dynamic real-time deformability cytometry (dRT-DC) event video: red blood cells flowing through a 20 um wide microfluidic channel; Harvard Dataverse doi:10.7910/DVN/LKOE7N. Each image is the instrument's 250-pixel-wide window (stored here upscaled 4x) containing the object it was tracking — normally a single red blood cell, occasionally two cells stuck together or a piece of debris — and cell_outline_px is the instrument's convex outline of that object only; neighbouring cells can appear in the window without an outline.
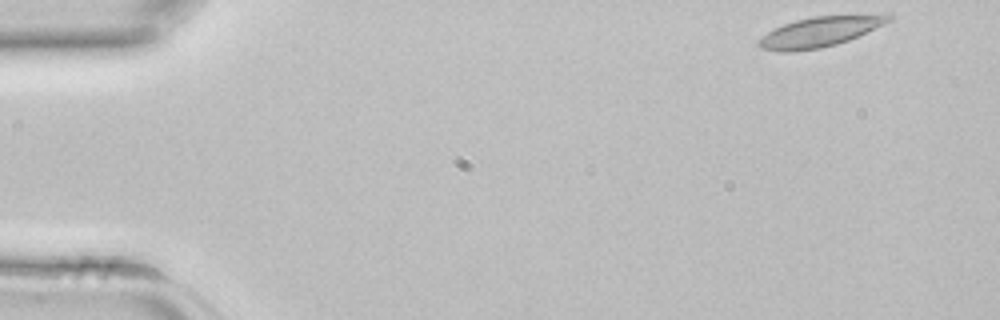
{"species": "common noctule bat (a hibernating species)", "species_latin": "Nyctalus noctula", "temperature_condition": "room temperature", "stored_images_in_passage": 41, "camera_frame_rate_fps": 3000, "um_per_image_px": 0.085, "animal": {"sex": "female", "body_mass_g": 22.7, "forearm_length_mm": 54.2}, "frame": {"image": 1, "passage_image": 1, "time_ms": 0.0, "image_size_px": [1000, 320], "cell_outline_px": [[892, 20], [848, 40], [836, 44], [820, 48], [792, 52], [780, 52], [760, 48], [756, 44], [756, 40], [768, 32], [784, 24], [796, 20], [816, 16], [888, 12], [892, 16]], "centroid_in_image_um": [69.73, 2.68], "position_along_channel_um": 15.3, "area_um2": 23.12}}
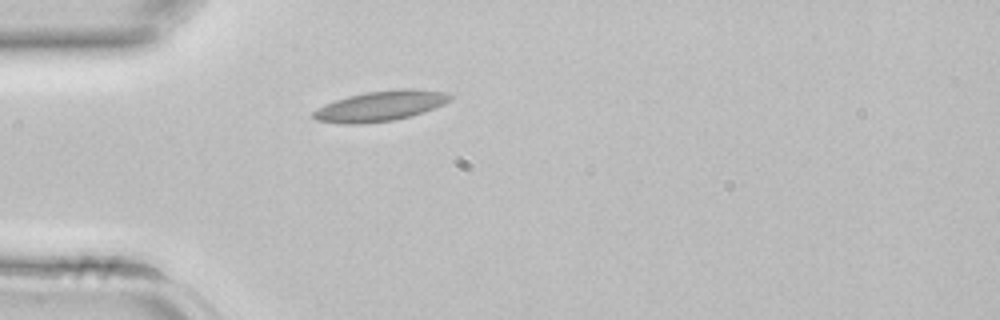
{"frame": {"image": 2, "passage_image": 10, "time_ms": 3.0, "image_size_px": [1000, 320], "cell_outline_px": [[452, 100], [444, 104], [424, 112], [412, 116], [396, 120], [364, 124], [340, 124], [316, 120], [312, 116], [312, 112], [324, 104], [348, 96], [368, 92], [400, 88], [412, 88], [448, 92], [452, 96]], "centroid_in_image_um": [32.37, 9.01], "position_along_channel_um": 52.6, "area_um2": 24.45}}
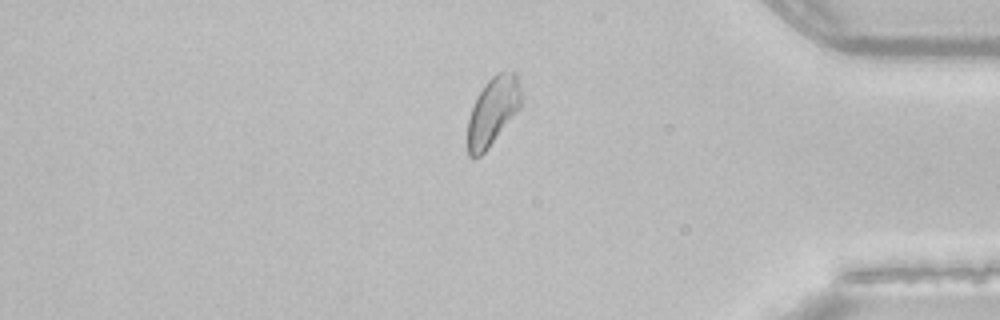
{"frame": {"image": 3, "passage_image": 34, "time_ms": 11.0, "image_size_px": [1000, 320], "cell_outline_px": [[520, 108], [488, 148], [480, 156], [472, 160], [468, 156], [468, 120], [472, 108], [484, 84], [496, 72], [516, 72], [520, 88]], "centroid_in_image_um": [41.87, 9.47], "position_along_channel_um": 393.3, "area_um2": 20.98}}